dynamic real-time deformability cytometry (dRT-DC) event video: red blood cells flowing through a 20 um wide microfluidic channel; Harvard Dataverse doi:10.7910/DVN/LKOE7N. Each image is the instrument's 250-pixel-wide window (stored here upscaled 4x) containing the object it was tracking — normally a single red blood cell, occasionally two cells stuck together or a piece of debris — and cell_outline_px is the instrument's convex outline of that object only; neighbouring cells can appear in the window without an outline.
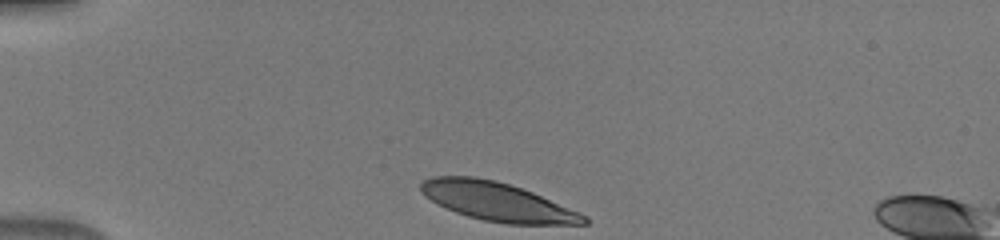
{"species": "human", "species_latin": "Homo sapiens", "temperature_condition": "warm", "stored_images_in_passage": 33, "camera_frame_rate_fps": 3000, "um_per_image_px": 0.085, "donor": {"sex": "male"}, "frame": {"image": 1, "passage_image": 1, "time_ms": 0.0, "image_size_px": [1000, 240], "cell_outline_px": [[588, 224], [508, 224], [484, 220], [468, 216], [456, 212], [424, 196], [420, 192], [420, 184], [424, 180], [432, 176], [476, 176], [496, 180], [532, 192], [580, 212], [588, 216]], "centroid_in_image_um": [42.27, 17.13], "position_along_channel_um": 42.7, "area_um2": 36.47}}
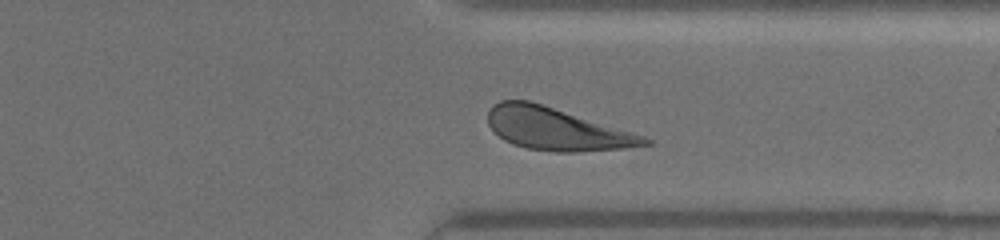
{"frame": {"image": 2, "passage_image": 28, "time_ms": 9.0, "image_size_px": [1000, 240], "cell_outline_px": [[652, 144], [624, 148], [576, 152], [556, 152], [528, 148], [512, 144], [504, 140], [488, 124], [488, 112], [492, 104], [500, 100], [528, 100], [632, 132], [644, 136], [652, 140]], "centroid_in_image_um": [47.28, 10.97], "position_along_channel_um": 364.1, "area_um2": 38.21}}